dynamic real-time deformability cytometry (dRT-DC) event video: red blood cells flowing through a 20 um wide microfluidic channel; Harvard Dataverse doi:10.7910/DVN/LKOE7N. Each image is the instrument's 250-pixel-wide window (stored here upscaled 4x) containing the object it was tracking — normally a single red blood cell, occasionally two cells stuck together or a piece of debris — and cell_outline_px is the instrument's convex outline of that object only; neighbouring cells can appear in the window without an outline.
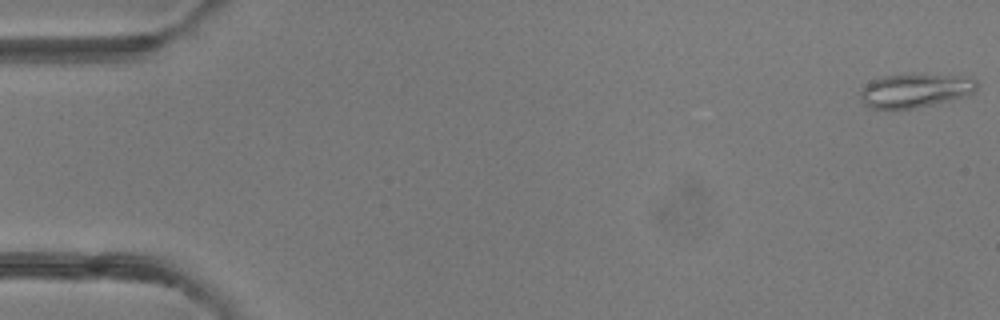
{"species": "common noctule bat (a hibernating species)", "species_latin": "Nyctalus noctula", "temperature_condition": "room temperature", "stored_images_in_passage": 50, "camera_frame_rate_fps": 3000, "um_per_image_px": 0.085, "animal": {"sex": "female"}, "frame": {"image": 1, "passage_image": 1, "time_ms": 0.0, "image_size_px": [1000, 320], "cell_outline_px": [[976, 92], [948, 100], [932, 104], [912, 108], [872, 108], [864, 104], [860, 100], [860, 92], [872, 80], [884, 76], [908, 72], [972, 76], [976, 80]], "centroid_in_image_um": [77.82, 7.64], "position_along_channel_um": 7.2, "area_um2": 23.29}}
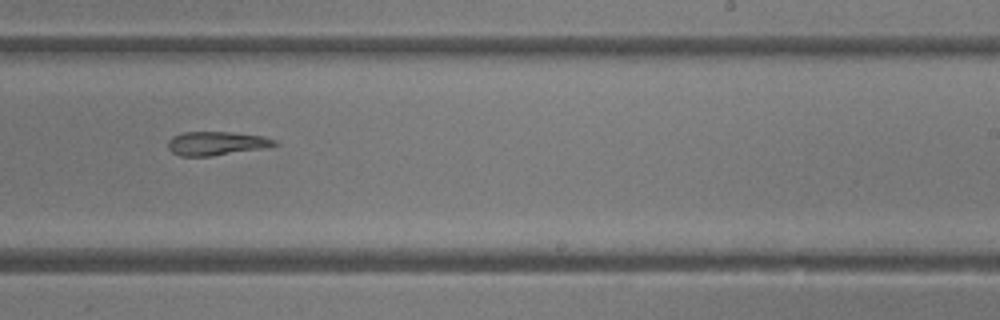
{"frame": {"image": 2, "passage_image": 31, "time_ms": 10.0, "image_size_px": [1000, 320], "cell_outline_px": [[276, 144], [260, 148], [212, 156], [180, 156], [172, 152], [168, 148], [168, 140], [172, 136], [184, 132], [228, 132], [264, 136], [276, 140]], "centroid_in_image_um": [18.32, 12.18], "position_along_channel_um": 270.7, "area_um2": 14.51}}
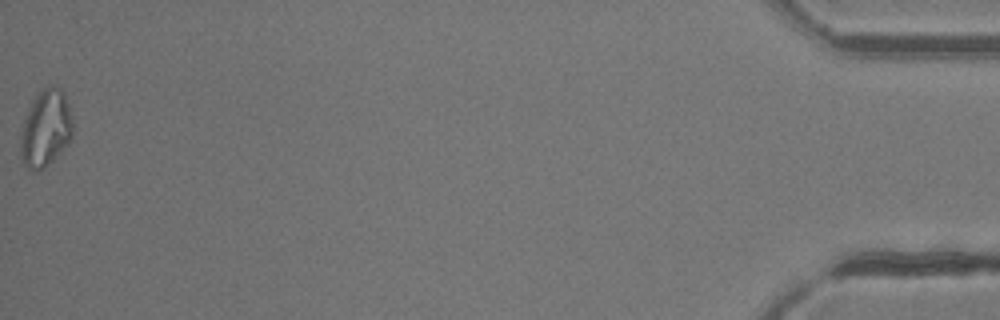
{"frame": {"image": 3, "passage_image": 50, "time_ms": 16.333, "image_size_px": [1000, 320], "cell_outline_px": [[72, 136], [68, 144], [44, 168], [36, 172], [28, 168], [20, 160], [20, 136], [24, 120], [32, 100], [48, 84], [56, 84], [64, 92], [72, 116]], "centroid_in_image_um": [3.88, 10.9], "position_along_channel_um": 431.3, "area_um2": 23.58}, "authors_computed_cell_mechanics": {"area_um2": 17.34, "velocity_mm_per_s": 4.1628, "shape_relaxation_time_tau1_ms": 9.439, "shape_relaxation_time_tau2_ms": 5.434, "deformation_change_tau1": 0.239, "deformation_change_tau2": 0.179}}